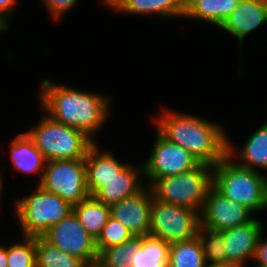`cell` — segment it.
Listing matches in <instances>:
<instances>
[{"instance_id":"cell-28","label":"cell","mask_w":267,"mask_h":267,"mask_svg":"<svg viewBox=\"0 0 267 267\" xmlns=\"http://www.w3.org/2000/svg\"><path fill=\"white\" fill-rule=\"evenodd\" d=\"M198 236L207 264L226 263L223 236L220 232L199 228Z\"/></svg>"},{"instance_id":"cell-26","label":"cell","mask_w":267,"mask_h":267,"mask_svg":"<svg viewBox=\"0 0 267 267\" xmlns=\"http://www.w3.org/2000/svg\"><path fill=\"white\" fill-rule=\"evenodd\" d=\"M36 237L23 236V242L7 247L8 267H36Z\"/></svg>"},{"instance_id":"cell-16","label":"cell","mask_w":267,"mask_h":267,"mask_svg":"<svg viewBox=\"0 0 267 267\" xmlns=\"http://www.w3.org/2000/svg\"><path fill=\"white\" fill-rule=\"evenodd\" d=\"M144 177L143 164L137 167L128 164L116 177L107 181L93 196L107 206L133 196L145 186L141 183Z\"/></svg>"},{"instance_id":"cell-11","label":"cell","mask_w":267,"mask_h":267,"mask_svg":"<svg viewBox=\"0 0 267 267\" xmlns=\"http://www.w3.org/2000/svg\"><path fill=\"white\" fill-rule=\"evenodd\" d=\"M253 215L247 207L226 198L212 186L200 213L201 227L221 232L251 222Z\"/></svg>"},{"instance_id":"cell-3","label":"cell","mask_w":267,"mask_h":267,"mask_svg":"<svg viewBox=\"0 0 267 267\" xmlns=\"http://www.w3.org/2000/svg\"><path fill=\"white\" fill-rule=\"evenodd\" d=\"M231 142L227 138V155L213 167V187L253 213L267 210L266 175L234 162L236 151Z\"/></svg>"},{"instance_id":"cell-4","label":"cell","mask_w":267,"mask_h":267,"mask_svg":"<svg viewBox=\"0 0 267 267\" xmlns=\"http://www.w3.org/2000/svg\"><path fill=\"white\" fill-rule=\"evenodd\" d=\"M38 122L26 133L47 161L85 159L95 143L85 132L57 122L46 113Z\"/></svg>"},{"instance_id":"cell-21","label":"cell","mask_w":267,"mask_h":267,"mask_svg":"<svg viewBox=\"0 0 267 267\" xmlns=\"http://www.w3.org/2000/svg\"><path fill=\"white\" fill-rule=\"evenodd\" d=\"M237 155L238 165L257 172L267 170V121L248 137Z\"/></svg>"},{"instance_id":"cell-32","label":"cell","mask_w":267,"mask_h":267,"mask_svg":"<svg viewBox=\"0 0 267 267\" xmlns=\"http://www.w3.org/2000/svg\"><path fill=\"white\" fill-rule=\"evenodd\" d=\"M0 267H8L7 264V247L0 245Z\"/></svg>"},{"instance_id":"cell-10","label":"cell","mask_w":267,"mask_h":267,"mask_svg":"<svg viewBox=\"0 0 267 267\" xmlns=\"http://www.w3.org/2000/svg\"><path fill=\"white\" fill-rule=\"evenodd\" d=\"M42 237L61 251L82 259L89 267L96 266V239L85 230L74 212L50 226Z\"/></svg>"},{"instance_id":"cell-27","label":"cell","mask_w":267,"mask_h":267,"mask_svg":"<svg viewBox=\"0 0 267 267\" xmlns=\"http://www.w3.org/2000/svg\"><path fill=\"white\" fill-rule=\"evenodd\" d=\"M133 237L134 235L126 226L110 217L96 240L98 254L103 249L119 246Z\"/></svg>"},{"instance_id":"cell-8","label":"cell","mask_w":267,"mask_h":267,"mask_svg":"<svg viewBox=\"0 0 267 267\" xmlns=\"http://www.w3.org/2000/svg\"><path fill=\"white\" fill-rule=\"evenodd\" d=\"M39 185L72 206L89 196L86 185L85 159L49 160Z\"/></svg>"},{"instance_id":"cell-17","label":"cell","mask_w":267,"mask_h":267,"mask_svg":"<svg viewBox=\"0 0 267 267\" xmlns=\"http://www.w3.org/2000/svg\"><path fill=\"white\" fill-rule=\"evenodd\" d=\"M11 163L14 171L40 174L39 182L43 177L47 160L42 152L35 146L34 141L26 132L19 133L10 142ZM42 174H41V173Z\"/></svg>"},{"instance_id":"cell-6","label":"cell","mask_w":267,"mask_h":267,"mask_svg":"<svg viewBox=\"0 0 267 267\" xmlns=\"http://www.w3.org/2000/svg\"><path fill=\"white\" fill-rule=\"evenodd\" d=\"M15 212L23 236H42L50 226L73 212V206L56 194L46 192L39 185L23 198L15 201Z\"/></svg>"},{"instance_id":"cell-1","label":"cell","mask_w":267,"mask_h":267,"mask_svg":"<svg viewBox=\"0 0 267 267\" xmlns=\"http://www.w3.org/2000/svg\"><path fill=\"white\" fill-rule=\"evenodd\" d=\"M41 85L38 96L41 109L57 122L85 132L94 141L93 136L110 115L109 98L52 83L48 79L42 80Z\"/></svg>"},{"instance_id":"cell-22","label":"cell","mask_w":267,"mask_h":267,"mask_svg":"<svg viewBox=\"0 0 267 267\" xmlns=\"http://www.w3.org/2000/svg\"><path fill=\"white\" fill-rule=\"evenodd\" d=\"M170 244L152 235L141 237L140 248L132 255V267H167Z\"/></svg>"},{"instance_id":"cell-34","label":"cell","mask_w":267,"mask_h":267,"mask_svg":"<svg viewBox=\"0 0 267 267\" xmlns=\"http://www.w3.org/2000/svg\"><path fill=\"white\" fill-rule=\"evenodd\" d=\"M205 267H239V266L230 263H215V264H206Z\"/></svg>"},{"instance_id":"cell-31","label":"cell","mask_w":267,"mask_h":267,"mask_svg":"<svg viewBox=\"0 0 267 267\" xmlns=\"http://www.w3.org/2000/svg\"><path fill=\"white\" fill-rule=\"evenodd\" d=\"M15 3L17 0H0V16L8 22V16L14 11Z\"/></svg>"},{"instance_id":"cell-25","label":"cell","mask_w":267,"mask_h":267,"mask_svg":"<svg viewBox=\"0 0 267 267\" xmlns=\"http://www.w3.org/2000/svg\"><path fill=\"white\" fill-rule=\"evenodd\" d=\"M141 237H133L123 244L103 249L98 254L97 267H132V255L140 248Z\"/></svg>"},{"instance_id":"cell-30","label":"cell","mask_w":267,"mask_h":267,"mask_svg":"<svg viewBox=\"0 0 267 267\" xmlns=\"http://www.w3.org/2000/svg\"><path fill=\"white\" fill-rule=\"evenodd\" d=\"M262 230L258 242H257V248H256V254L254 256L255 262H257V265L267 267V240H263V233Z\"/></svg>"},{"instance_id":"cell-23","label":"cell","mask_w":267,"mask_h":267,"mask_svg":"<svg viewBox=\"0 0 267 267\" xmlns=\"http://www.w3.org/2000/svg\"><path fill=\"white\" fill-rule=\"evenodd\" d=\"M206 264L199 236L170 244L167 267H205Z\"/></svg>"},{"instance_id":"cell-33","label":"cell","mask_w":267,"mask_h":267,"mask_svg":"<svg viewBox=\"0 0 267 267\" xmlns=\"http://www.w3.org/2000/svg\"><path fill=\"white\" fill-rule=\"evenodd\" d=\"M121 0H101L103 4H105L107 7L109 6V9H113Z\"/></svg>"},{"instance_id":"cell-9","label":"cell","mask_w":267,"mask_h":267,"mask_svg":"<svg viewBox=\"0 0 267 267\" xmlns=\"http://www.w3.org/2000/svg\"><path fill=\"white\" fill-rule=\"evenodd\" d=\"M150 156L143 162L144 177L151 186L158 178L178 175L196 168L200 162L183 147L170 142L158 131Z\"/></svg>"},{"instance_id":"cell-18","label":"cell","mask_w":267,"mask_h":267,"mask_svg":"<svg viewBox=\"0 0 267 267\" xmlns=\"http://www.w3.org/2000/svg\"><path fill=\"white\" fill-rule=\"evenodd\" d=\"M113 10L129 15L155 13L160 18L175 19L184 17L186 0H121Z\"/></svg>"},{"instance_id":"cell-36","label":"cell","mask_w":267,"mask_h":267,"mask_svg":"<svg viewBox=\"0 0 267 267\" xmlns=\"http://www.w3.org/2000/svg\"><path fill=\"white\" fill-rule=\"evenodd\" d=\"M2 176H3V175L1 174V171H0V200H1V201H2V199H1V198H2V195H1V194H2V192H3V183H4V182H3V178H2ZM0 205H1V204H0Z\"/></svg>"},{"instance_id":"cell-29","label":"cell","mask_w":267,"mask_h":267,"mask_svg":"<svg viewBox=\"0 0 267 267\" xmlns=\"http://www.w3.org/2000/svg\"><path fill=\"white\" fill-rule=\"evenodd\" d=\"M79 0H43L45 7L49 11V14L56 21L70 10L71 7L75 6Z\"/></svg>"},{"instance_id":"cell-13","label":"cell","mask_w":267,"mask_h":267,"mask_svg":"<svg viewBox=\"0 0 267 267\" xmlns=\"http://www.w3.org/2000/svg\"><path fill=\"white\" fill-rule=\"evenodd\" d=\"M263 228L261 221L254 218L244 225L221 231L226 263L246 267L247 260H254L257 242Z\"/></svg>"},{"instance_id":"cell-24","label":"cell","mask_w":267,"mask_h":267,"mask_svg":"<svg viewBox=\"0 0 267 267\" xmlns=\"http://www.w3.org/2000/svg\"><path fill=\"white\" fill-rule=\"evenodd\" d=\"M36 267H89L82 259L51 245L42 236L36 237Z\"/></svg>"},{"instance_id":"cell-5","label":"cell","mask_w":267,"mask_h":267,"mask_svg":"<svg viewBox=\"0 0 267 267\" xmlns=\"http://www.w3.org/2000/svg\"><path fill=\"white\" fill-rule=\"evenodd\" d=\"M212 186L213 167L200 163L184 173L158 178L150 187L157 200L196 209L201 213Z\"/></svg>"},{"instance_id":"cell-7","label":"cell","mask_w":267,"mask_h":267,"mask_svg":"<svg viewBox=\"0 0 267 267\" xmlns=\"http://www.w3.org/2000/svg\"><path fill=\"white\" fill-rule=\"evenodd\" d=\"M200 226L198 210L161 202L153 196L150 235L173 244L195 238Z\"/></svg>"},{"instance_id":"cell-12","label":"cell","mask_w":267,"mask_h":267,"mask_svg":"<svg viewBox=\"0 0 267 267\" xmlns=\"http://www.w3.org/2000/svg\"><path fill=\"white\" fill-rule=\"evenodd\" d=\"M153 192L149 185L110 207V216L126 226L135 237L150 234Z\"/></svg>"},{"instance_id":"cell-15","label":"cell","mask_w":267,"mask_h":267,"mask_svg":"<svg viewBox=\"0 0 267 267\" xmlns=\"http://www.w3.org/2000/svg\"><path fill=\"white\" fill-rule=\"evenodd\" d=\"M129 163H120L113 152L101 151L96 142L89 148L86 158V185L94 195L107 181L116 177Z\"/></svg>"},{"instance_id":"cell-19","label":"cell","mask_w":267,"mask_h":267,"mask_svg":"<svg viewBox=\"0 0 267 267\" xmlns=\"http://www.w3.org/2000/svg\"><path fill=\"white\" fill-rule=\"evenodd\" d=\"M240 0H186L184 19L208 22L220 28Z\"/></svg>"},{"instance_id":"cell-2","label":"cell","mask_w":267,"mask_h":267,"mask_svg":"<svg viewBox=\"0 0 267 267\" xmlns=\"http://www.w3.org/2000/svg\"><path fill=\"white\" fill-rule=\"evenodd\" d=\"M164 111L154 121L156 130L167 140L212 167L227 155L228 134L218 123L165 107Z\"/></svg>"},{"instance_id":"cell-35","label":"cell","mask_w":267,"mask_h":267,"mask_svg":"<svg viewBox=\"0 0 267 267\" xmlns=\"http://www.w3.org/2000/svg\"><path fill=\"white\" fill-rule=\"evenodd\" d=\"M9 22H7L2 16H0V32H5L9 29Z\"/></svg>"},{"instance_id":"cell-20","label":"cell","mask_w":267,"mask_h":267,"mask_svg":"<svg viewBox=\"0 0 267 267\" xmlns=\"http://www.w3.org/2000/svg\"><path fill=\"white\" fill-rule=\"evenodd\" d=\"M73 212L85 230L96 240L111 217L110 206H107L92 195L74 205Z\"/></svg>"},{"instance_id":"cell-14","label":"cell","mask_w":267,"mask_h":267,"mask_svg":"<svg viewBox=\"0 0 267 267\" xmlns=\"http://www.w3.org/2000/svg\"><path fill=\"white\" fill-rule=\"evenodd\" d=\"M265 23H267V0H240L220 29L236 36L242 47L245 36Z\"/></svg>"}]
</instances>
